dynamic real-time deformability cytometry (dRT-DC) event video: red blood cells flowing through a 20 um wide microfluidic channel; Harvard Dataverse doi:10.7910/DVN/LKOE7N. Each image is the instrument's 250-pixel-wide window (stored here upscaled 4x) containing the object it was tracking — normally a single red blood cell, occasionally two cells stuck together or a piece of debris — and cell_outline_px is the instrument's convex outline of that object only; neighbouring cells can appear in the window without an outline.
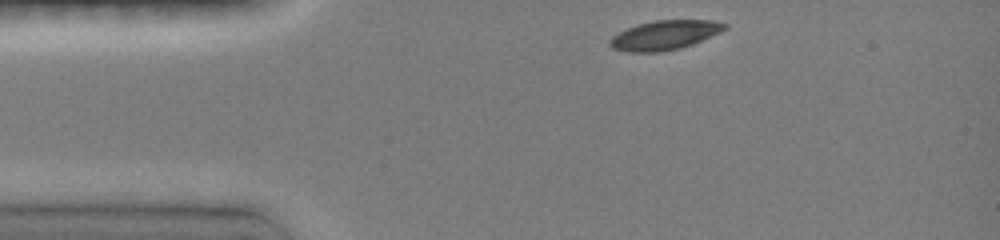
{"species": "common noctule bat (a hibernating species)", "species_latin": "Nyctalus noctula", "temperature_condition": "room temperature", "stored_images_in_passage": 37, "camera_frame_rate_fps": 3000, "um_per_image_px": 0.085, "animal": {"sex": "female", "body_mass_g": 19.0, "forearm_length_mm": 51.5}, "frame": {"image": 1, "passage_image": 1, "time_ms": 0.0, "image_size_px": [1000, 240], "cell_outline_px": [[728, 28], [720, 32], [692, 44], [680, 48], [660, 52], [628, 52], [612, 48], [608, 44], [608, 40], [612, 36], [636, 24], [656, 20], [712, 20], [728, 24]], "centroid_in_image_um": [56.48, 2.98], "position_along_channel_um": 28.5, "area_um2": 19.65}}
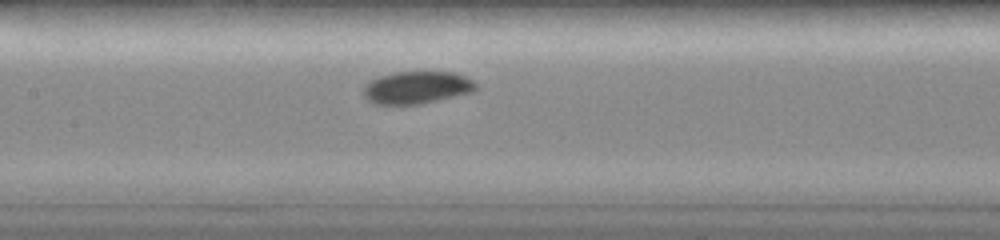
{"frame": {"image": 2, "passage_image": 15, "time_ms": 4.667, "image_size_px": [1000, 240], "cell_outline_px": [[480, 88], [472, 92], [420, 104], [372, 104], [364, 96], [364, 84], [368, 80], [392, 72], [456, 72], [472, 80]], "centroid_in_image_um": [35.41, 7.43], "position_along_channel_um": 172.0, "area_um2": 21.39}}
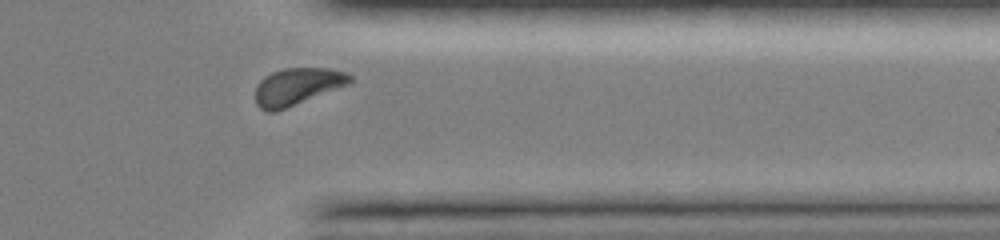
{"frame": {"image": 3, "passage_image": 32, "time_ms": 10.0, "image_size_px": [1000, 240], "cell_outline_px": [[352, 80], [348, 84], [276, 112], [268, 112], [260, 108], [256, 104], [256, 88], [260, 80], [264, 76], [272, 72], [284, 68], [328, 68], [348, 72], [352, 76]], "centroid_in_image_um": [25.25, 7.34], "position_along_channel_um": 386.1, "area_um2": 20.35}, "authors_computed_cell_mechanics": {"area_um2": 20.4034, "velocity_mm_per_s": 4.0084, "shape_relaxation_time_tau1_ms": 2.7072, "shape_relaxation_time_tau2_ms": null, "deformation_change_tau1": 0.1147, "deformation_change_tau2": null}}